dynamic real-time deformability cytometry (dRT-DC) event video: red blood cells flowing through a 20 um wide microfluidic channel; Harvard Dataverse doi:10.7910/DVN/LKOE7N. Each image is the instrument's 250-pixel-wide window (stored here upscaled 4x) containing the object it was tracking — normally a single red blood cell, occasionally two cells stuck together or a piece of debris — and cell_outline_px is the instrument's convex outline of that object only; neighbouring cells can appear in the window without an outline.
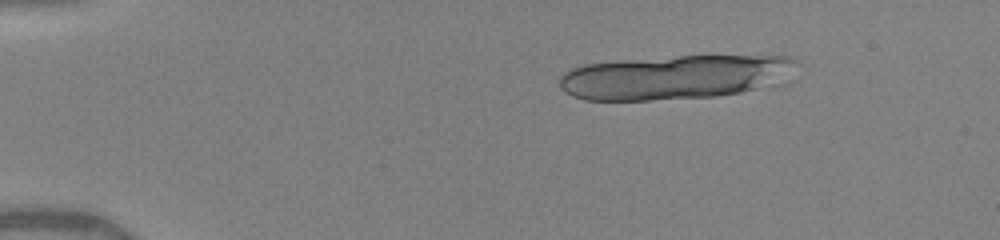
{"species": "human", "species_latin": "Homo sapiens", "temperature_condition": "warm", "stored_images_in_passage": 23, "camera_frame_rate_fps": 3000, "um_per_image_px": 0.085, "donor": {"sex": "female"}, "frame": {"image": 1, "passage_image": 7, "time_ms": 2.0, "image_size_px": [1000, 240], "cell_outline_px": [[804, 64], [756, 88], [740, 92], [716, 96], [648, 100], [584, 100], [572, 96], [564, 92], [560, 88], [560, 76], [564, 72], [572, 68], [584, 64], [616, 60], [676, 56], [788, 56]], "centroid_in_image_um": [57.2, 6.54], "position_along_channel_um": 27.8, "area_um2": 60.34}}
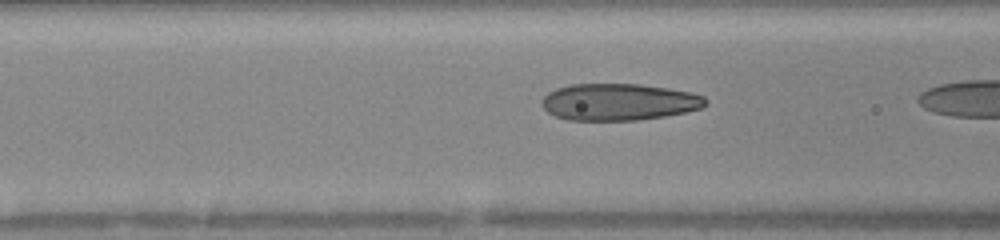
{"frame": {"image": 2, "passage_image": 18, "time_ms": 5.667, "image_size_px": [1000, 240], "cell_outline_px": [[708, 104], [700, 108], [684, 112], [664, 116], [636, 120], [568, 120], [556, 116], [548, 112], [540, 104], [540, 100], [548, 92], [556, 88], [572, 84], [640, 84], [668, 88], [692, 92], [704, 96], [708, 100]], "centroid_in_image_um": [52.59, 8.66], "position_along_channel_um": 114.0, "area_um2": 35.26}}